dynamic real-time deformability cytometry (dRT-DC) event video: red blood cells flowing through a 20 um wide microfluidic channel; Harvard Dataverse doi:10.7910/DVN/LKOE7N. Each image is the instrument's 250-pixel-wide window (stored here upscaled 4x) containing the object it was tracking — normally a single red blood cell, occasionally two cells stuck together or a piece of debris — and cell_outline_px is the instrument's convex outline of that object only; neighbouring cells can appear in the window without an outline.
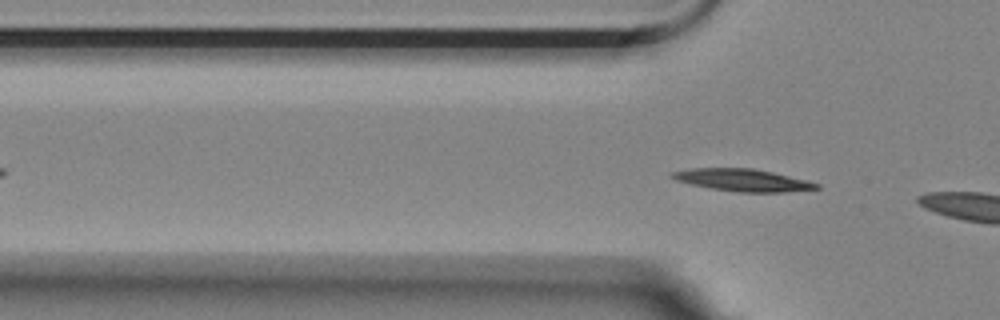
{"species": "Egyptian fruit bat (a non-hibernating species)", "species_latin": "Rousettus aegyptiacus", "temperature_condition": "room temperature", "stored_images_in_passage": 5, "segment_of_instrument_passage": [2, 2], "camera_frame_rate_fps": 3000, "um_per_image_px": 0.085, "animal": {"sex": "female"}, "frame": {"image": 1, "passage_image": 5, "time_ms": 1.333, "image_size_px": [1000, 320], "cell_outline_px": [[820, 188], [784, 192], [736, 192], [712, 188], [692, 184], [676, 180], [668, 176], [672, 172], [688, 168], [752, 168], [772, 172], [820, 184]], "centroid_in_image_um": [63.08, 15.3], "position_along_channel_um": 62.7, "area_um2": 18.5}}